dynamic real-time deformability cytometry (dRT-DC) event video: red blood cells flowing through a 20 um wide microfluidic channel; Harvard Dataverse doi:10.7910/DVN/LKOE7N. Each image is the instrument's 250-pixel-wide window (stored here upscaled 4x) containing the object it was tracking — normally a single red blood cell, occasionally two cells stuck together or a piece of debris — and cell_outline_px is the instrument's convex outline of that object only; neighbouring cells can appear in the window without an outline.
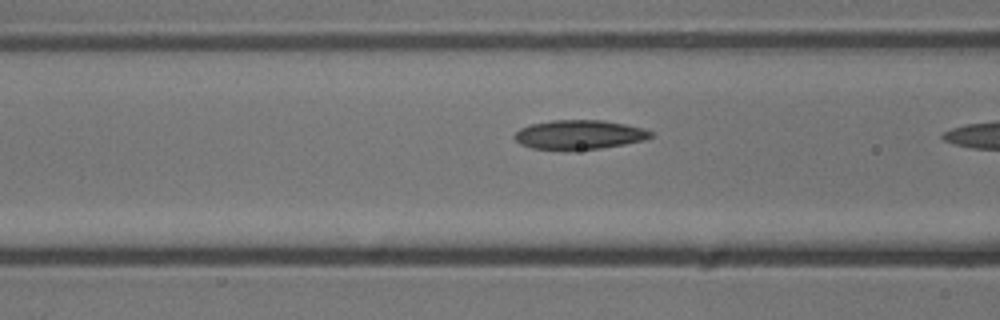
{"species": "common noctule bat (a hibernating species)", "species_latin": "Nyctalus noctula", "temperature_condition": "cold", "stored_images_in_passage": 8, "camera_frame_rate_fps": 3000, "um_per_image_px": 0.085, "animal": {"sex": "male", "body_mass_g": 13.3}, "frame": {"image": 1, "passage_image": 7, "time_ms": 2.0, "image_size_px": [1000, 320], "cell_outline_px": [[652, 136], [644, 140], [624, 144], [600, 148], [572, 152], [532, 148], [520, 144], [512, 136], [520, 128], [528, 124], [552, 120], [604, 120], [644, 128], [652, 132]], "centroid_in_image_um": [49.18, 11.47], "position_along_channel_um": 117.4, "area_um2": 23.76}}